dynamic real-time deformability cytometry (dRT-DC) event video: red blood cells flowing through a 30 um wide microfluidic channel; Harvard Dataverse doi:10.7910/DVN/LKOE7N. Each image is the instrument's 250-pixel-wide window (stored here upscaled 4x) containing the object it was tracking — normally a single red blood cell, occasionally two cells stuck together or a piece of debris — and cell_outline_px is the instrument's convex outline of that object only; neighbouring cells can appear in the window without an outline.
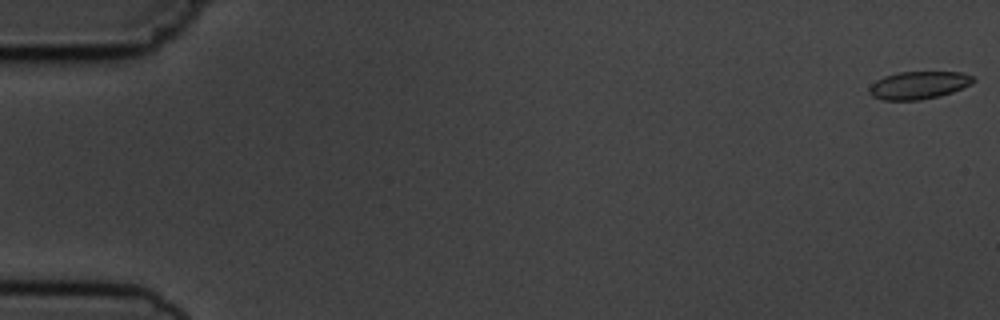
{"species": "common noctule bat (a hibernating species)", "species_latin": "Nyctalus noctula", "temperature_condition": "cold", "stored_images_in_passage": 5, "camera_frame_rate_fps": 3000, "um_per_image_px": 0.085, "animal": {"sex": "male", "body_mass_g": 19.5, "forearm_length_mm": 54.6}, "frame": {"image": 1, "passage_image": 1, "time_ms": 0.0, "image_size_px": [1000, 320], "cell_outline_px": [[976, 80], [972, 84], [952, 92], [940, 96], [920, 100], [884, 100], [872, 96], [868, 92], [868, 88], [876, 80], [884, 76], [900, 72], [960, 72], [976, 76]], "centroid_in_image_um": [78.11, 7.24], "position_along_channel_um": 6.9, "area_um2": 16.94}}
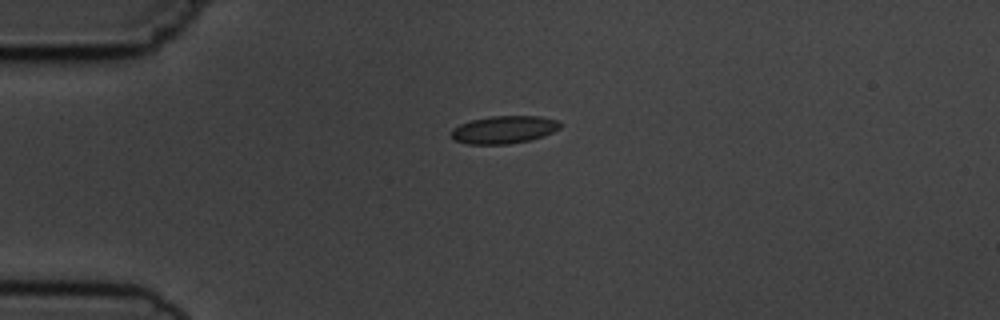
{"frame": {"image": 2, "passage_image": 5, "time_ms": 4.333, "image_size_px": [1000, 320], "cell_outline_px": [[564, 124], [560, 128], [544, 136], [528, 140], [508, 144], [468, 144], [452, 140], [452, 128], [460, 124], [472, 120], [492, 116], [540, 116], [560, 120]], "centroid_in_image_um": [42.87, 11.01], "position_along_channel_um": 42.1, "area_um2": 17.69}}